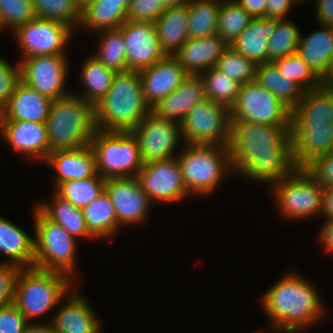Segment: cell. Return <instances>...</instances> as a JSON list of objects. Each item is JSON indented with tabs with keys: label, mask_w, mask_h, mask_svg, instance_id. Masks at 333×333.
Instances as JSON below:
<instances>
[{
	"label": "cell",
	"mask_w": 333,
	"mask_h": 333,
	"mask_svg": "<svg viewBox=\"0 0 333 333\" xmlns=\"http://www.w3.org/2000/svg\"><path fill=\"white\" fill-rule=\"evenodd\" d=\"M323 227L320 229L319 240L324 245L325 250L333 253V217L325 219Z\"/></svg>",
	"instance_id": "cell-54"
},
{
	"label": "cell",
	"mask_w": 333,
	"mask_h": 333,
	"mask_svg": "<svg viewBox=\"0 0 333 333\" xmlns=\"http://www.w3.org/2000/svg\"><path fill=\"white\" fill-rule=\"evenodd\" d=\"M161 49L174 55L189 39L187 3L168 7L154 22Z\"/></svg>",
	"instance_id": "cell-30"
},
{
	"label": "cell",
	"mask_w": 333,
	"mask_h": 333,
	"mask_svg": "<svg viewBox=\"0 0 333 333\" xmlns=\"http://www.w3.org/2000/svg\"><path fill=\"white\" fill-rule=\"evenodd\" d=\"M82 212L87 229L96 240L112 238L120 230L115 209L106 191L86 205Z\"/></svg>",
	"instance_id": "cell-33"
},
{
	"label": "cell",
	"mask_w": 333,
	"mask_h": 333,
	"mask_svg": "<svg viewBox=\"0 0 333 333\" xmlns=\"http://www.w3.org/2000/svg\"><path fill=\"white\" fill-rule=\"evenodd\" d=\"M265 18L268 19H287L288 13L294 5H297L296 0H266Z\"/></svg>",
	"instance_id": "cell-51"
},
{
	"label": "cell",
	"mask_w": 333,
	"mask_h": 333,
	"mask_svg": "<svg viewBox=\"0 0 333 333\" xmlns=\"http://www.w3.org/2000/svg\"><path fill=\"white\" fill-rule=\"evenodd\" d=\"M281 216L306 219L321 215L323 187L305 169L296 167L290 174L271 183Z\"/></svg>",
	"instance_id": "cell-9"
},
{
	"label": "cell",
	"mask_w": 333,
	"mask_h": 333,
	"mask_svg": "<svg viewBox=\"0 0 333 333\" xmlns=\"http://www.w3.org/2000/svg\"><path fill=\"white\" fill-rule=\"evenodd\" d=\"M319 26L320 30L306 37L301 33L295 53L327 84V70L333 55V27Z\"/></svg>",
	"instance_id": "cell-26"
},
{
	"label": "cell",
	"mask_w": 333,
	"mask_h": 333,
	"mask_svg": "<svg viewBox=\"0 0 333 333\" xmlns=\"http://www.w3.org/2000/svg\"><path fill=\"white\" fill-rule=\"evenodd\" d=\"M34 207V267L75 277L78 240Z\"/></svg>",
	"instance_id": "cell-7"
},
{
	"label": "cell",
	"mask_w": 333,
	"mask_h": 333,
	"mask_svg": "<svg viewBox=\"0 0 333 333\" xmlns=\"http://www.w3.org/2000/svg\"><path fill=\"white\" fill-rule=\"evenodd\" d=\"M44 162L56 174V187L64 181L91 178L98 174L96 156L91 145L52 151Z\"/></svg>",
	"instance_id": "cell-21"
},
{
	"label": "cell",
	"mask_w": 333,
	"mask_h": 333,
	"mask_svg": "<svg viewBox=\"0 0 333 333\" xmlns=\"http://www.w3.org/2000/svg\"><path fill=\"white\" fill-rule=\"evenodd\" d=\"M284 78L296 83L304 92L321 87L323 80L296 53L272 61Z\"/></svg>",
	"instance_id": "cell-40"
},
{
	"label": "cell",
	"mask_w": 333,
	"mask_h": 333,
	"mask_svg": "<svg viewBox=\"0 0 333 333\" xmlns=\"http://www.w3.org/2000/svg\"><path fill=\"white\" fill-rule=\"evenodd\" d=\"M252 19L235 1H221L216 34L230 46Z\"/></svg>",
	"instance_id": "cell-39"
},
{
	"label": "cell",
	"mask_w": 333,
	"mask_h": 333,
	"mask_svg": "<svg viewBox=\"0 0 333 333\" xmlns=\"http://www.w3.org/2000/svg\"><path fill=\"white\" fill-rule=\"evenodd\" d=\"M46 127L50 152L90 145L96 130L94 105L74 91L55 99Z\"/></svg>",
	"instance_id": "cell-4"
},
{
	"label": "cell",
	"mask_w": 333,
	"mask_h": 333,
	"mask_svg": "<svg viewBox=\"0 0 333 333\" xmlns=\"http://www.w3.org/2000/svg\"><path fill=\"white\" fill-rule=\"evenodd\" d=\"M54 195L53 202H41L36 207L49 220L65 228L74 238L95 239L87 229L82 209L76 208L56 192Z\"/></svg>",
	"instance_id": "cell-32"
},
{
	"label": "cell",
	"mask_w": 333,
	"mask_h": 333,
	"mask_svg": "<svg viewBox=\"0 0 333 333\" xmlns=\"http://www.w3.org/2000/svg\"><path fill=\"white\" fill-rule=\"evenodd\" d=\"M105 191L110 197L121 228L123 225L127 227L146 221L153 204L136 177L106 179Z\"/></svg>",
	"instance_id": "cell-17"
},
{
	"label": "cell",
	"mask_w": 333,
	"mask_h": 333,
	"mask_svg": "<svg viewBox=\"0 0 333 333\" xmlns=\"http://www.w3.org/2000/svg\"><path fill=\"white\" fill-rule=\"evenodd\" d=\"M23 333H56L50 322L48 324H36L28 322Z\"/></svg>",
	"instance_id": "cell-56"
},
{
	"label": "cell",
	"mask_w": 333,
	"mask_h": 333,
	"mask_svg": "<svg viewBox=\"0 0 333 333\" xmlns=\"http://www.w3.org/2000/svg\"><path fill=\"white\" fill-rule=\"evenodd\" d=\"M316 18L319 25L333 27V0H315Z\"/></svg>",
	"instance_id": "cell-52"
},
{
	"label": "cell",
	"mask_w": 333,
	"mask_h": 333,
	"mask_svg": "<svg viewBox=\"0 0 333 333\" xmlns=\"http://www.w3.org/2000/svg\"><path fill=\"white\" fill-rule=\"evenodd\" d=\"M136 179L150 201L157 203L178 202L187 192L177 157L144 163Z\"/></svg>",
	"instance_id": "cell-13"
},
{
	"label": "cell",
	"mask_w": 333,
	"mask_h": 333,
	"mask_svg": "<svg viewBox=\"0 0 333 333\" xmlns=\"http://www.w3.org/2000/svg\"><path fill=\"white\" fill-rule=\"evenodd\" d=\"M139 72L144 98L150 107L176 90L189 76L174 55H166Z\"/></svg>",
	"instance_id": "cell-20"
},
{
	"label": "cell",
	"mask_w": 333,
	"mask_h": 333,
	"mask_svg": "<svg viewBox=\"0 0 333 333\" xmlns=\"http://www.w3.org/2000/svg\"><path fill=\"white\" fill-rule=\"evenodd\" d=\"M275 27L276 19L253 18L230 46L256 65L267 63L268 40Z\"/></svg>",
	"instance_id": "cell-27"
},
{
	"label": "cell",
	"mask_w": 333,
	"mask_h": 333,
	"mask_svg": "<svg viewBox=\"0 0 333 333\" xmlns=\"http://www.w3.org/2000/svg\"><path fill=\"white\" fill-rule=\"evenodd\" d=\"M179 153L176 157L190 195L207 196L233 174L228 145L185 144Z\"/></svg>",
	"instance_id": "cell-5"
},
{
	"label": "cell",
	"mask_w": 333,
	"mask_h": 333,
	"mask_svg": "<svg viewBox=\"0 0 333 333\" xmlns=\"http://www.w3.org/2000/svg\"><path fill=\"white\" fill-rule=\"evenodd\" d=\"M200 76L205 83L206 99L230 109L236 100L240 85L216 67H211Z\"/></svg>",
	"instance_id": "cell-41"
},
{
	"label": "cell",
	"mask_w": 333,
	"mask_h": 333,
	"mask_svg": "<svg viewBox=\"0 0 333 333\" xmlns=\"http://www.w3.org/2000/svg\"><path fill=\"white\" fill-rule=\"evenodd\" d=\"M291 122H327L333 125V84L304 92L291 111Z\"/></svg>",
	"instance_id": "cell-31"
},
{
	"label": "cell",
	"mask_w": 333,
	"mask_h": 333,
	"mask_svg": "<svg viewBox=\"0 0 333 333\" xmlns=\"http://www.w3.org/2000/svg\"><path fill=\"white\" fill-rule=\"evenodd\" d=\"M321 215L325 219L333 217V187L323 188Z\"/></svg>",
	"instance_id": "cell-55"
},
{
	"label": "cell",
	"mask_w": 333,
	"mask_h": 333,
	"mask_svg": "<svg viewBox=\"0 0 333 333\" xmlns=\"http://www.w3.org/2000/svg\"><path fill=\"white\" fill-rule=\"evenodd\" d=\"M291 126L231 121L228 144L233 174L273 183L295 168Z\"/></svg>",
	"instance_id": "cell-1"
},
{
	"label": "cell",
	"mask_w": 333,
	"mask_h": 333,
	"mask_svg": "<svg viewBox=\"0 0 333 333\" xmlns=\"http://www.w3.org/2000/svg\"><path fill=\"white\" fill-rule=\"evenodd\" d=\"M21 80L20 64L16 66L0 57V107L2 108L10 99L15 86Z\"/></svg>",
	"instance_id": "cell-47"
},
{
	"label": "cell",
	"mask_w": 333,
	"mask_h": 333,
	"mask_svg": "<svg viewBox=\"0 0 333 333\" xmlns=\"http://www.w3.org/2000/svg\"><path fill=\"white\" fill-rule=\"evenodd\" d=\"M72 29L64 23L34 18L17 27L13 33L21 58L35 55L66 54V46L72 36Z\"/></svg>",
	"instance_id": "cell-14"
},
{
	"label": "cell",
	"mask_w": 333,
	"mask_h": 333,
	"mask_svg": "<svg viewBox=\"0 0 333 333\" xmlns=\"http://www.w3.org/2000/svg\"><path fill=\"white\" fill-rule=\"evenodd\" d=\"M21 269L15 264L0 263V307L14 302L16 279Z\"/></svg>",
	"instance_id": "cell-49"
},
{
	"label": "cell",
	"mask_w": 333,
	"mask_h": 333,
	"mask_svg": "<svg viewBox=\"0 0 333 333\" xmlns=\"http://www.w3.org/2000/svg\"><path fill=\"white\" fill-rule=\"evenodd\" d=\"M131 0H96L81 11L78 28L93 33L119 28L125 21Z\"/></svg>",
	"instance_id": "cell-29"
},
{
	"label": "cell",
	"mask_w": 333,
	"mask_h": 333,
	"mask_svg": "<svg viewBox=\"0 0 333 333\" xmlns=\"http://www.w3.org/2000/svg\"><path fill=\"white\" fill-rule=\"evenodd\" d=\"M162 1L164 3V6L168 8V7H179L185 5L190 0H162Z\"/></svg>",
	"instance_id": "cell-57"
},
{
	"label": "cell",
	"mask_w": 333,
	"mask_h": 333,
	"mask_svg": "<svg viewBox=\"0 0 333 333\" xmlns=\"http://www.w3.org/2000/svg\"><path fill=\"white\" fill-rule=\"evenodd\" d=\"M96 129L132 131L151 111L146 103L139 71L117 72L111 88L94 106Z\"/></svg>",
	"instance_id": "cell-3"
},
{
	"label": "cell",
	"mask_w": 333,
	"mask_h": 333,
	"mask_svg": "<svg viewBox=\"0 0 333 333\" xmlns=\"http://www.w3.org/2000/svg\"><path fill=\"white\" fill-rule=\"evenodd\" d=\"M264 293L261 306L273 331L296 333L317 324L326 315L315 286L297 272L283 275Z\"/></svg>",
	"instance_id": "cell-2"
},
{
	"label": "cell",
	"mask_w": 333,
	"mask_h": 333,
	"mask_svg": "<svg viewBox=\"0 0 333 333\" xmlns=\"http://www.w3.org/2000/svg\"><path fill=\"white\" fill-rule=\"evenodd\" d=\"M36 18L32 0H0V32L12 29Z\"/></svg>",
	"instance_id": "cell-45"
},
{
	"label": "cell",
	"mask_w": 333,
	"mask_h": 333,
	"mask_svg": "<svg viewBox=\"0 0 333 333\" xmlns=\"http://www.w3.org/2000/svg\"><path fill=\"white\" fill-rule=\"evenodd\" d=\"M206 100L205 83L200 75H189L172 93L151 107L161 118L181 122L196 105Z\"/></svg>",
	"instance_id": "cell-23"
},
{
	"label": "cell",
	"mask_w": 333,
	"mask_h": 333,
	"mask_svg": "<svg viewBox=\"0 0 333 333\" xmlns=\"http://www.w3.org/2000/svg\"><path fill=\"white\" fill-rule=\"evenodd\" d=\"M52 101L20 80L2 107V120L46 123Z\"/></svg>",
	"instance_id": "cell-24"
},
{
	"label": "cell",
	"mask_w": 333,
	"mask_h": 333,
	"mask_svg": "<svg viewBox=\"0 0 333 333\" xmlns=\"http://www.w3.org/2000/svg\"><path fill=\"white\" fill-rule=\"evenodd\" d=\"M229 111L231 121L291 126V110L256 80L240 85Z\"/></svg>",
	"instance_id": "cell-10"
},
{
	"label": "cell",
	"mask_w": 333,
	"mask_h": 333,
	"mask_svg": "<svg viewBox=\"0 0 333 333\" xmlns=\"http://www.w3.org/2000/svg\"><path fill=\"white\" fill-rule=\"evenodd\" d=\"M221 0H190L188 8L189 38H204L216 34Z\"/></svg>",
	"instance_id": "cell-36"
},
{
	"label": "cell",
	"mask_w": 333,
	"mask_h": 333,
	"mask_svg": "<svg viewBox=\"0 0 333 333\" xmlns=\"http://www.w3.org/2000/svg\"><path fill=\"white\" fill-rule=\"evenodd\" d=\"M97 34L101 40L93 56L116 72L127 71L126 48L121 31L117 28L102 30Z\"/></svg>",
	"instance_id": "cell-38"
},
{
	"label": "cell",
	"mask_w": 333,
	"mask_h": 333,
	"mask_svg": "<svg viewBox=\"0 0 333 333\" xmlns=\"http://www.w3.org/2000/svg\"><path fill=\"white\" fill-rule=\"evenodd\" d=\"M118 29L125 43L127 70L141 71L166 56L154 23L126 20Z\"/></svg>",
	"instance_id": "cell-16"
},
{
	"label": "cell",
	"mask_w": 333,
	"mask_h": 333,
	"mask_svg": "<svg viewBox=\"0 0 333 333\" xmlns=\"http://www.w3.org/2000/svg\"><path fill=\"white\" fill-rule=\"evenodd\" d=\"M245 9L252 18L265 17L266 0H234Z\"/></svg>",
	"instance_id": "cell-53"
},
{
	"label": "cell",
	"mask_w": 333,
	"mask_h": 333,
	"mask_svg": "<svg viewBox=\"0 0 333 333\" xmlns=\"http://www.w3.org/2000/svg\"><path fill=\"white\" fill-rule=\"evenodd\" d=\"M105 182L97 174L91 178L64 181L55 187V192L76 208L83 209L105 191Z\"/></svg>",
	"instance_id": "cell-37"
},
{
	"label": "cell",
	"mask_w": 333,
	"mask_h": 333,
	"mask_svg": "<svg viewBox=\"0 0 333 333\" xmlns=\"http://www.w3.org/2000/svg\"><path fill=\"white\" fill-rule=\"evenodd\" d=\"M132 132L144 163L176 157L175 148L180 139L183 141L180 122L161 118L151 111Z\"/></svg>",
	"instance_id": "cell-15"
},
{
	"label": "cell",
	"mask_w": 333,
	"mask_h": 333,
	"mask_svg": "<svg viewBox=\"0 0 333 333\" xmlns=\"http://www.w3.org/2000/svg\"><path fill=\"white\" fill-rule=\"evenodd\" d=\"M166 9L162 0H131L126 20L154 23Z\"/></svg>",
	"instance_id": "cell-46"
},
{
	"label": "cell",
	"mask_w": 333,
	"mask_h": 333,
	"mask_svg": "<svg viewBox=\"0 0 333 333\" xmlns=\"http://www.w3.org/2000/svg\"><path fill=\"white\" fill-rule=\"evenodd\" d=\"M305 169L323 187H333V152L314 158Z\"/></svg>",
	"instance_id": "cell-48"
},
{
	"label": "cell",
	"mask_w": 333,
	"mask_h": 333,
	"mask_svg": "<svg viewBox=\"0 0 333 333\" xmlns=\"http://www.w3.org/2000/svg\"><path fill=\"white\" fill-rule=\"evenodd\" d=\"M288 20L276 19L275 31L268 40V62L296 52L301 32L293 21Z\"/></svg>",
	"instance_id": "cell-43"
},
{
	"label": "cell",
	"mask_w": 333,
	"mask_h": 333,
	"mask_svg": "<svg viewBox=\"0 0 333 333\" xmlns=\"http://www.w3.org/2000/svg\"><path fill=\"white\" fill-rule=\"evenodd\" d=\"M1 137L15 152L44 162L50 153L46 123L2 120Z\"/></svg>",
	"instance_id": "cell-19"
},
{
	"label": "cell",
	"mask_w": 333,
	"mask_h": 333,
	"mask_svg": "<svg viewBox=\"0 0 333 333\" xmlns=\"http://www.w3.org/2000/svg\"><path fill=\"white\" fill-rule=\"evenodd\" d=\"M68 62L66 54L25 57L19 62L21 81L52 100L64 97L71 93L65 87Z\"/></svg>",
	"instance_id": "cell-12"
},
{
	"label": "cell",
	"mask_w": 333,
	"mask_h": 333,
	"mask_svg": "<svg viewBox=\"0 0 333 333\" xmlns=\"http://www.w3.org/2000/svg\"><path fill=\"white\" fill-rule=\"evenodd\" d=\"M215 67L227 74L239 85L249 83L256 79L257 65L242 54L236 52L231 46L217 60Z\"/></svg>",
	"instance_id": "cell-44"
},
{
	"label": "cell",
	"mask_w": 333,
	"mask_h": 333,
	"mask_svg": "<svg viewBox=\"0 0 333 333\" xmlns=\"http://www.w3.org/2000/svg\"><path fill=\"white\" fill-rule=\"evenodd\" d=\"M66 303L50 323L56 333H101V324L82 294H67Z\"/></svg>",
	"instance_id": "cell-25"
},
{
	"label": "cell",
	"mask_w": 333,
	"mask_h": 333,
	"mask_svg": "<svg viewBox=\"0 0 333 333\" xmlns=\"http://www.w3.org/2000/svg\"><path fill=\"white\" fill-rule=\"evenodd\" d=\"M32 4L36 18L58 21L72 30L80 23L81 10L76 0H32Z\"/></svg>",
	"instance_id": "cell-42"
},
{
	"label": "cell",
	"mask_w": 333,
	"mask_h": 333,
	"mask_svg": "<svg viewBox=\"0 0 333 333\" xmlns=\"http://www.w3.org/2000/svg\"><path fill=\"white\" fill-rule=\"evenodd\" d=\"M95 1L96 0H76V4L79 7V9L82 11L86 6Z\"/></svg>",
	"instance_id": "cell-59"
},
{
	"label": "cell",
	"mask_w": 333,
	"mask_h": 333,
	"mask_svg": "<svg viewBox=\"0 0 333 333\" xmlns=\"http://www.w3.org/2000/svg\"><path fill=\"white\" fill-rule=\"evenodd\" d=\"M228 48L229 45L218 34H214L204 38H189L174 56L189 75H201L215 67Z\"/></svg>",
	"instance_id": "cell-22"
},
{
	"label": "cell",
	"mask_w": 333,
	"mask_h": 333,
	"mask_svg": "<svg viewBox=\"0 0 333 333\" xmlns=\"http://www.w3.org/2000/svg\"><path fill=\"white\" fill-rule=\"evenodd\" d=\"M71 285L72 278L67 274L35 267L22 268L16 279L14 303L27 321L32 322L66 299Z\"/></svg>",
	"instance_id": "cell-6"
},
{
	"label": "cell",
	"mask_w": 333,
	"mask_h": 333,
	"mask_svg": "<svg viewBox=\"0 0 333 333\" xmlns=\"http://www.w3.org/2000/svg\"><path fill=\"white\" fill-rule=\"evenodd\" d=\"M180 124L184 144H229L230 111L222 104L206 99L191 109Z\"/></svg>",
	"instance_id": "cell-11"
},
{
	"label": "cell",
	"mask_w": 333,
	"mask_h": 333,
	"mask_svg": "<svg viewBox=\"0 0 333 333\" xmlns=\"http://www.w3.org/2000/svg\"><path fill=\"white\" fill-rule=\"evenodd\" d=\"M327 84H333V55L331 58L329 68L327 70Z\"/></svg>",
	"instance_id": "cell-58"
},
{
	"label": "cell",
	"mask_w": 333,
	"mask_h": 333,
	"mask_svg": "<svg viewBox=\"0 0 333 333\" xmlns=\"http://www.w3.org/2000/svg\"><path fill=\"white\" fill-rule=\"evenodd\" d=\"M90 145L95 152L97 173L105 180L136 177L144 165L138 140L132 131L96 129Z\"/></svg>",
	"instance_id": "cell-8"
},
{
	"label": "cell",
	"mask_w": 333,
	"mask_h": 333,
	"mask_svg": "<svg viewBox=\"0 0 333 333\" xmlns=\"http://www.w3.org/2000/svg\"><path fill=\"white\" fill-rule=\"evenodd\" d=\"M299 4L302 3L305 0H296Z\"/></svg>",
	"instance_id": "cell-61"
},
{
	"label": "cell",
	"mask_w": 333,
	"mask_h": 333,
	"mask_svg": "<svg viewBox=\"0 0 333 333\" xmlns=\"http://www.w3.org/2000/svg\"><path fill=\"white\" fill-rule=\"evenodd\" d=\"M27 324L14 302L0 307V333H23Z\"/></svg>",
	"instance_id": "cell-50"
},
{
	"label": "cell",
	"mask_w": 333,
	"mask_h": 333,
	"mask_svg": "<svg viewBox=\"0 0 333 333\" xmlns=\"http://www.w3.org/2000/svg\"><path fill=\"white\" fill-rule=\"evenodd\" d=\"M27 234L20 226L0 215V252L10 260V263L21 268L34 267V237Z\"/></svg>",
	"instance_id": "cell-28"
},
{
	"label": "cell",
	"mask_w": 333,
	"mask_h": 333,
	"mask_svg": "<svg viewBox=\"0 0 333 333\" xmlns=\"http://www.w3.org/2000/svg\"><path fill=\"white\" fill-rule=\"evenodd\" d=\"M255 80L291 111L303 98L304 91L293 81L284 78L272 62L257 65Z\"/></svg>",
	"instance_id": "cell-35"
},
{
	"label": "cell",
	"mask_w": 333,
	"mask_h": 333,
	"mask_svg": "<svg viewBox=\"0 0 333 333\" xmlns=\"http://www.w3.org/2000/svg\"><path fill=\"white\" fill-rule=\"evenodd\" d=\"M82 65L79 75L85 89L78 96L95 106L111 88L117 72L105 67L93 55L87 57Z\"/></svg>",
	"instance_id": "cell-34"
},
{
	"label": "cell",
	"mask_w": 333,
	"mask_h": 333,
	"mask_svg": "<svg viewBox=\"0 0 333 333\" xmlns=\"http://www.w3.org/2000/svg\"><path fill=\"white\" fill-rule=\"evenodd\" d=\"M1 121H2V108L0 107V132H1Z\"/></svg>",
	"instance_id": "cell-60"
},
{
	"label": "cell",
	"mask_w": 333,
	"mask_h": 333,
	"mask_svg": "<svg viewBox=\"0 0 333 333\" xmlns=\"http://www.w3.org/2000/svg\"><path fill=\"white\" fill-rule=\"evenodd\" d=\"M292 154L296 167L333 152V125L327 122H291Z\"/></svg>",
	"instance_id": "cell-18"
}]
</instances>
